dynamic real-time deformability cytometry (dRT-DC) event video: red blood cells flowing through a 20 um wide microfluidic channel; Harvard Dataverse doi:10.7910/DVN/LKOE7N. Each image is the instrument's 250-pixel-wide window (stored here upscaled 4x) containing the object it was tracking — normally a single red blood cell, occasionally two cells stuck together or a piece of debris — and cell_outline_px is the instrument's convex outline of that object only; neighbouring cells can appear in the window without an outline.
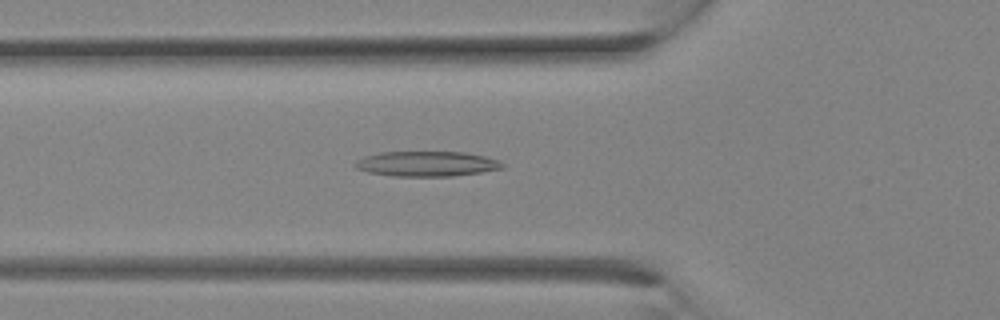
{"species": "Egyptian fruit bat (a non-hibernating species)", "species_latin": "Rousettus aegyptiacus", "temperature_condition": "room temperature", "stored_images_in_passage": 15, "camera_frame_rate_fps": 3000, "um_per_image_px": 0.085, "animal": {"sex": "female"}, "frame": {"image": 1, "passage_image": 11, "time_ms": 3.333, "image_size_px": [1000, 320], "cell_outline_px": [[504, 168], [480, 172], [452, 176], [392, 176], [368, 172], [356, 168], [352, 164], [356, 160], [364, 156], [380, 152], [464, 152], [484, 156], [496, 160], [504, 164]], "centroid_in_image_um": [36.22, 13.92], "position_along_channel_um": 89.6, "area_um2": 21.5}}
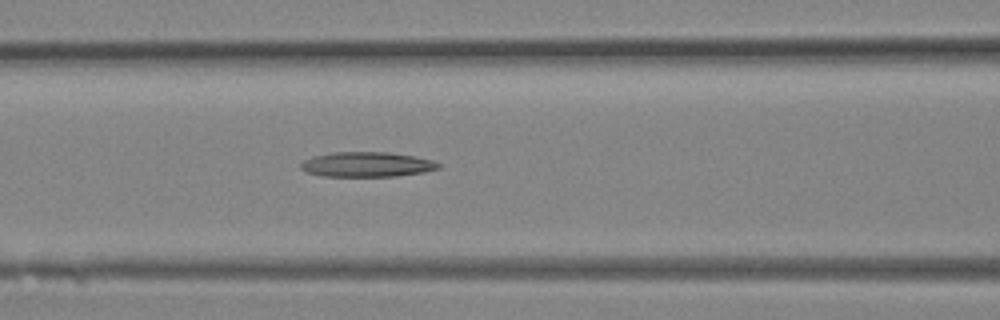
{"frame": {"image": 2, "passage_image": 13, "time_ms": 4.0, "image_size_px": [1000, 320], "cell_outline_px": [[440, 168], [424, 172], [396, 176], [324, 176], [308, 172], [300, 168], [300, 164], [304, 160], [312, 156], [332, 152], [388, 152], [412, 156], [432, 160], [440, 164]], "centroid_in_image_um": [31.17, 13.97], "position_along_channel_um": 135.4, "area_um2": 19.88}}
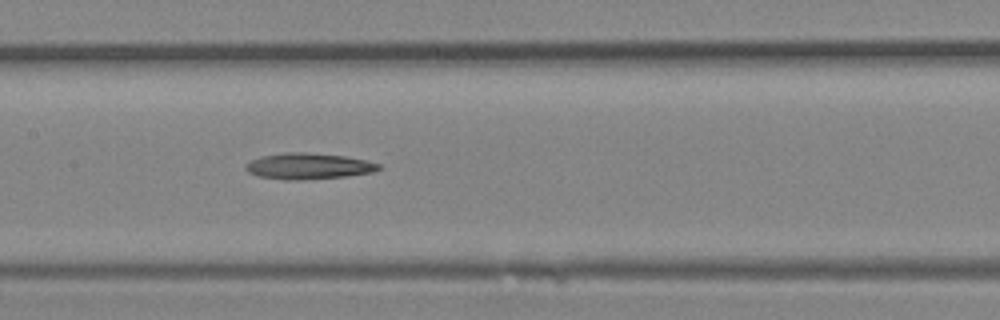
{"frame": {"image": 3, "passage_image": 15, "time_ms": 4.667, "image_size_px": [1000, 320], "cell_outline_px": [[380, 168], [372, 172], [344, 176], [300, 180], [288, 180], [260, 176], [248, 172], [244, 168], [244, 164], [260, 156], [284, 152], [308, 152], [344, 156], [364, 160], [380, 164]], "centroid_in_image_um": [26.16, 14.11], "position_along_channel_um": 181.2, "area_um2": 20.06}}